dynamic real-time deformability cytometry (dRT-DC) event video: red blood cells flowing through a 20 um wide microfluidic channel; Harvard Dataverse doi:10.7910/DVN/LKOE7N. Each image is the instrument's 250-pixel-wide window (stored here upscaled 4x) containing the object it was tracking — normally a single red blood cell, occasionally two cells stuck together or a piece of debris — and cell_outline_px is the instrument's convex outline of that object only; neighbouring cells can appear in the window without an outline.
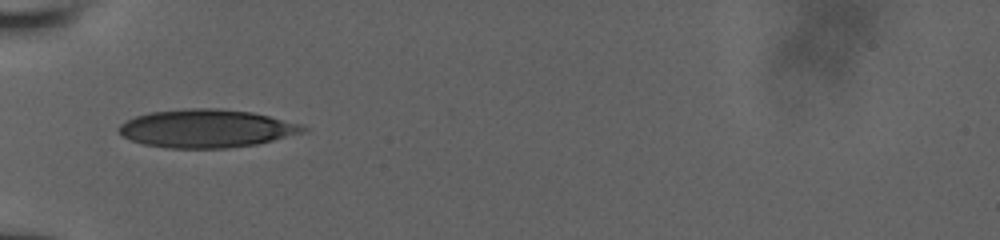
{"species": "human", "species_latin": "Homo sapiens", "temperature_condition": "room temperature", "stored_images_in_passage": 19, "camera_frame_rate_fps": 3000, "um_per_image_px": 0.085, "donor": {"sex": "male"}, "frame": {"image": 1, "passage_image": 1, "time_ms": 0.0, "image_size_px": [1000, 240], "cell_outline_px": [[308, 132], [256, 144], [228, 148], [168, 148], [144, 144], [132, 140], [124, 136], [120, 132], [120, 124], [136, 116], [152, 112], [184, 108], [216, 108], [252, 112], [300, 124], [308, 128]], "centroid_in_image_um": [17.59, 10.92], "position_along_channel_um": 67.4, "area_um2": 40.75}}
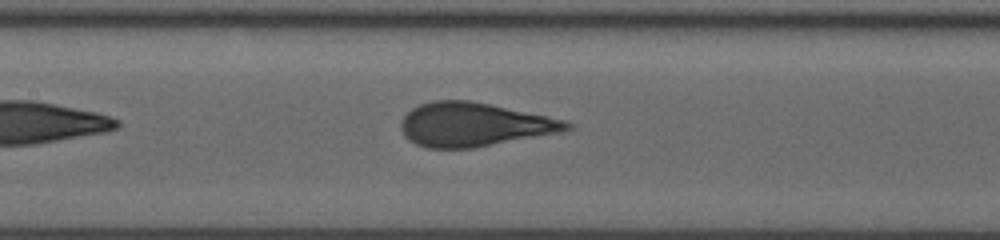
{"frame": {"image": 2, "passage_image": 9, "time_ms": 2.667, "image_size_px": [1000, 240], "cell_outline_px": [[572, 128], [560, 132], [472, 148], [424, 148], [408, 140], [404, 136], [400, 128], [400, 120], [412, 108], [420, 104], [432, 100], [468, 100], [568, 120], [572, 124]], "centroid_in_image_um": [40.25, 10.59], "position_along_channel_um": 167.2, "area_um2": 42.19}}
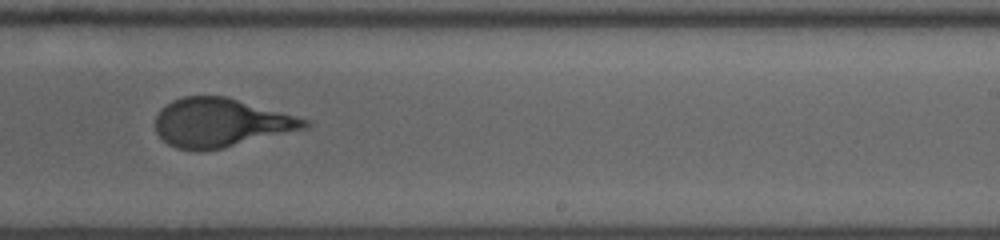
{"frame": {"image": 3, "passage_image": 17, "time_ms": 5.333, "image_size_px": [1000, 240], "cell_outline_px": [[312, 124], [308, 128], [224, 148], [200, 152], [176, 148], [168, 144], [156, 132], [156, 116], [160, 108], [172, 100], [184, 96], [224, 96], [312, 120]], "centroid_in_image_um": [18.78, 10.44], "position_along_channel_um": 270.2, "area_um2": 42.66}}